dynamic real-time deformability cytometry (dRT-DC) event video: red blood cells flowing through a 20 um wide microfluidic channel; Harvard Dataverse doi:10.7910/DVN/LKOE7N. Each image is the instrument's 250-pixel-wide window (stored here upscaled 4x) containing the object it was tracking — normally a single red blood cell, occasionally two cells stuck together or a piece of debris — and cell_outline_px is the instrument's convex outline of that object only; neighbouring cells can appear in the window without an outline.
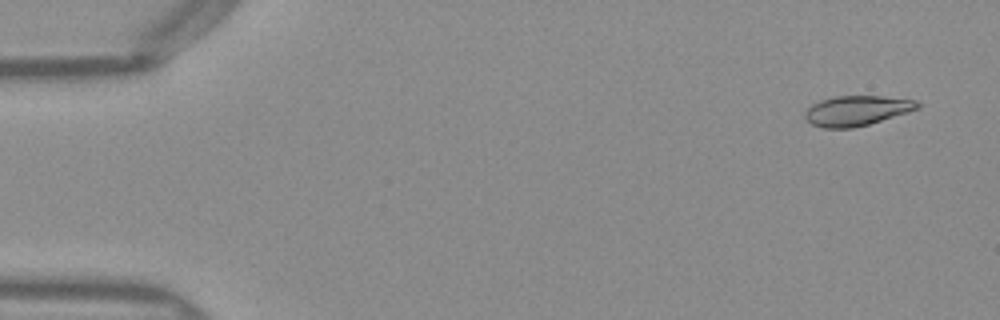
{"species": "Egyptian fruit bat (a non-hibernating species)", "species_latin": "Rousettus aegyptiacus", "temperature_condition": "warm", "stored_images_in_passage": 16, "camera_frame_rate_fps": 3000, "um_per_image_px": 0.085, "frame": {"image": 1, "passage_image": 3, "time_ms": 0.667, "image_size_px": [1000, 320], "cell_outline_px": [[920, 108], [908, 112], [868, 124], [852, 128], [824, 128], [812, 124], [804, 116], [804, 112], [812, 104], [820, 100], [836, 96], [880, 96], [916, 100], [920, 104]], "centroid_in_image_um": [72.82, 9.4], "position_along_channel_um": 12.2, "area_um2": 19.54}}
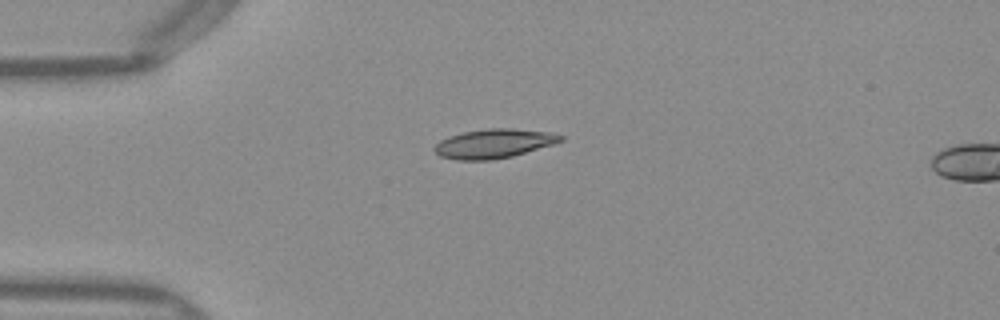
{"frame": {"image": 2, "passage_image": 13, "time_ms": 4.0, "image_size_px": [1000, 320], "cell_outline_px": [[564, 140], [552, 144], [512, 156], [492, 160], [456, 160], [440, 156], [432, 148], [440, 140], [448, 136], [464, 132], [488, 128], [512, 128], [552, 132], [564, 136]], "centroid_in_image_um": [41.97, 12.2], "position_along_channel_um": 43.0, "area_um2": 21.44}}